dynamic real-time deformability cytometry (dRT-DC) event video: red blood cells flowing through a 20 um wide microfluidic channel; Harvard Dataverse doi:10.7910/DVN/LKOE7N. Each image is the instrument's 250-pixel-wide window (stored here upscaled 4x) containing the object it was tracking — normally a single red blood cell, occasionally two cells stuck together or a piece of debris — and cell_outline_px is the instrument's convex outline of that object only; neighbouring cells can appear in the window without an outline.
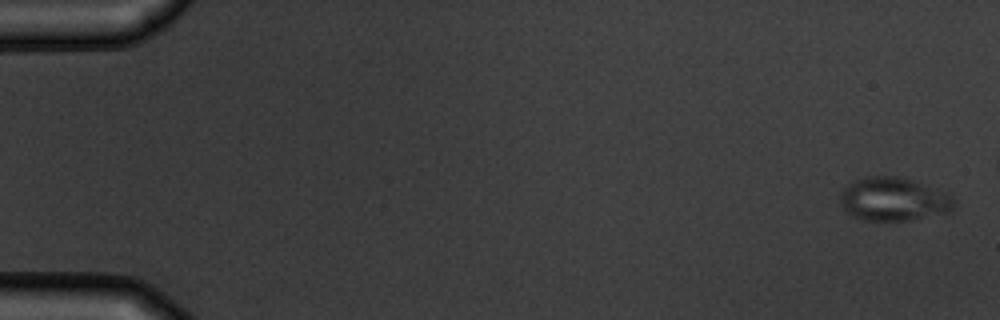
{"species": "common noctule bat (a hibernating species)", "species_latin": "Nyctalus noctula", "temperature_condition": "warm", "stored_images_in_passage": 7, "camera_frame_rate_fps": 3000, "um_per_image_px": 0.085, "animal": {"sex": "male", "body_mass_g": 19.5, "forearm_length_mm": 54.6}, "frame": {"image": 1, "passage_image": 1, "time_ms": 0.0, "image_size_px": [1000, 320], "cell_outline_px": [[952, 212], [908, 220], [864, 220], [852, 216], [844, 208], [840, 196], [840, 192], [848, 184], [864, 176], [896, 176], [912, 180], [948, 192], [952, 200]], "centroid_in_image_um": [75.95, 16.92], "position_along_channel_um": 9.0, "area_um2": 28.61}}